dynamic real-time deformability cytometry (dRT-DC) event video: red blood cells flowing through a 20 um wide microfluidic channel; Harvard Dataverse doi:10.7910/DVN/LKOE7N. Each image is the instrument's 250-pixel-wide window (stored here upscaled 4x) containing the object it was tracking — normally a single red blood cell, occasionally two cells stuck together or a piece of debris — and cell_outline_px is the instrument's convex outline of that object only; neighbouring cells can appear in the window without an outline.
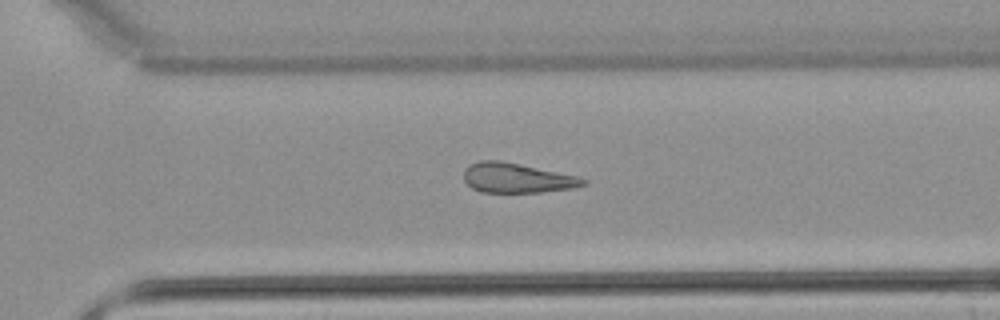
{"species": "common noctule bat (a hibernating species)", "species_latin": "Nyctalus noctula", "temperature_condition": "warm", "stored_images_in_passage": 31, "camera_frame_rate_fps": 3000, "um_per_image_px": 0.085, "animal": {"sex": "male", "body_mass_g": 21.5, "forearm_length_mm": 52.0}, "frame": {"image": 1, "passage_image": 27, "time_ms": 8.667, "image_size_px": [1000, 320], "cell_outline_px": [[588, 184], [572, 188], [540, 192], [480, 192], [472, 188], [464, 180], [464, 168], [468, 164], [480, 160], [500, 160], [520, 164], [576, 176], [588, 180]], "centroid_in_image_um": [43.9, 15.12], "position_along_channel_um": 326.7, "area_um2": 20.69}}